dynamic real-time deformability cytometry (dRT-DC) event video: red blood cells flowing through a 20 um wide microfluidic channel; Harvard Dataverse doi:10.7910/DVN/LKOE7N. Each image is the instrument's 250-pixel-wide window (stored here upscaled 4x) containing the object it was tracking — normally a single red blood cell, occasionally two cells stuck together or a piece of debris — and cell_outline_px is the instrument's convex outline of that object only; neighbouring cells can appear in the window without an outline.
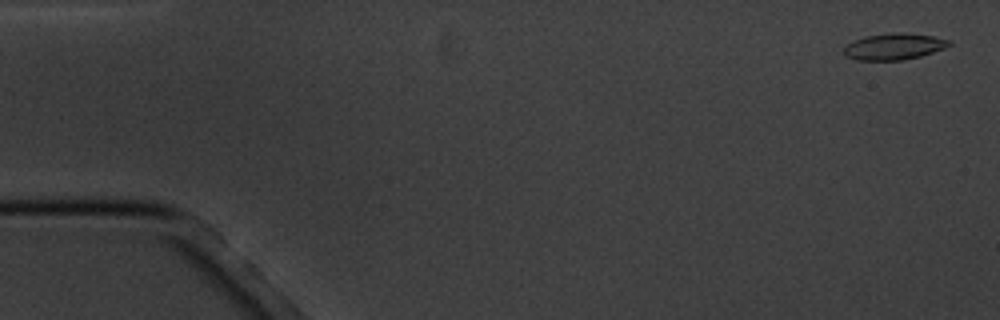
{"species": "common noctule bat (a hibernating species)", "species_latin": "Nyctalus noctula", "temperature_condition": "cold", "stored_images_in_passage": 12, "camera_frame_rate_fps": 3000, "um_per_image_px": 0.085, "animal": {"sex": "male", "body_mass_g": 20.1, "forearm_length_mm": 53.5}, "frame": {"image": 1, "passage_image": 1, "time_ms": 0.0, "image_size_px": [1000, 320], "cell_outline_px": [[952, 44], [944, 48], [920, 56], [904, 60], [856, 60], [844, 56], [844, 48], [848, 44], [864, 36], [892, 32], [896, 32], [932, 36], [952, 40]], "centroid_in_image_um": [75.99, 3.96], "position_along_channel_um": 9.0, "area_um2": 16.13}}
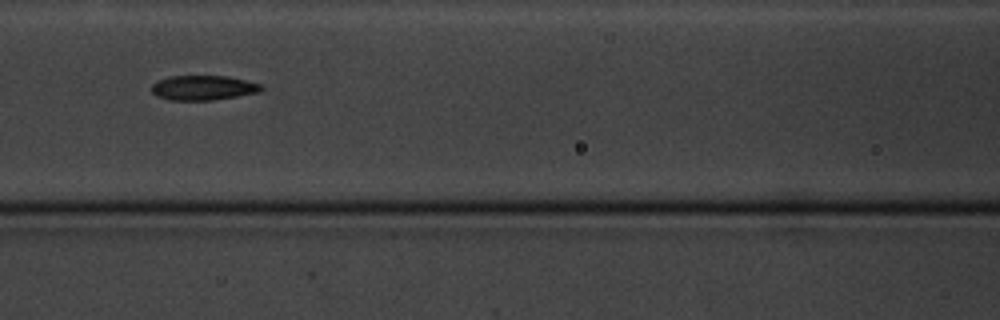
{"frame": {"image": 2, "passage_image": 7, "time_ms": 7.667, "image_size_px": [1000, 320], "cell_outline_px": [[264, 88], [260, 92], [212, 100], [168, 100], [156, 96], [152, 92], [152, 84], [156, 80], [168, 76], [228, 76], [260, 84]], "centroid_in_image_um": [17.23, 7.46], "position_along_channel_um": 149.4, "area_um2": 15.84}}
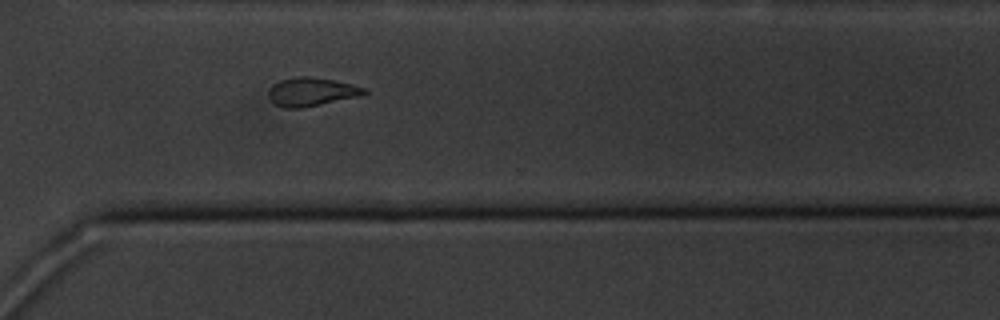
{"frame": {"image": 3, "passage_image": 12, "time_ms": 13.333, "image_size_px": [1000, 320], "cell_outline_px": [[368, 92], [360, 96], [304, 108], [284, 108], [276, 104], [268, 96], [268, 92], [272, 84], [280, 80], [296, 76], [308, 76], [332, 80], [352, 84], [368, 88]], "centroid_in_image_um": [26.49, 7.8], "position_along_channel_um": 344.1, "area_um2": 16.01}}